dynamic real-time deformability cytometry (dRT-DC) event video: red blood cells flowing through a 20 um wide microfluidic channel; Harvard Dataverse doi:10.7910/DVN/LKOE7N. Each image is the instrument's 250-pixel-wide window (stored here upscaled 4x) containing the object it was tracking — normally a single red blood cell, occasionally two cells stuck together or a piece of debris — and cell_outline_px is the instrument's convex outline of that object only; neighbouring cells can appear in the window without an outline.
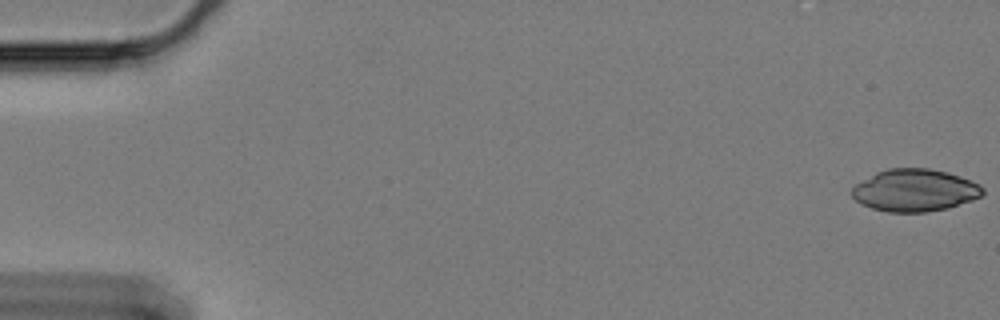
{"species": "Egyptian fruit bat (a non-hibernating species)", "species_latin": "Rousettus aegyptiacus", "temperature_condition": "cold", "stored_images_in_passage": 60, "camera_frame_rate_fps": 3000, "um_per_image_px": 0.085, "animal": {"sex": "female"}, "frame": {"image": 1, "passage_image": 1, "time_ms": 0.0, "image_size_px": [1000, 320], "cell_outline_px": [[984, 192], [980, 196], [972, 200], [948, 208], [924, 212], [888, 212], [872, 208], [860, 204], [852, 196], [852, 188], [856, 184], [876, 172], [888, 168], [928, 168], [948, 172], [960, 176], [980, 184], [984, 188]], "centroid_in_image_um": [77.76, 16.17], "position_along_channel_um": 7.2, "area_um2": 32.25}}
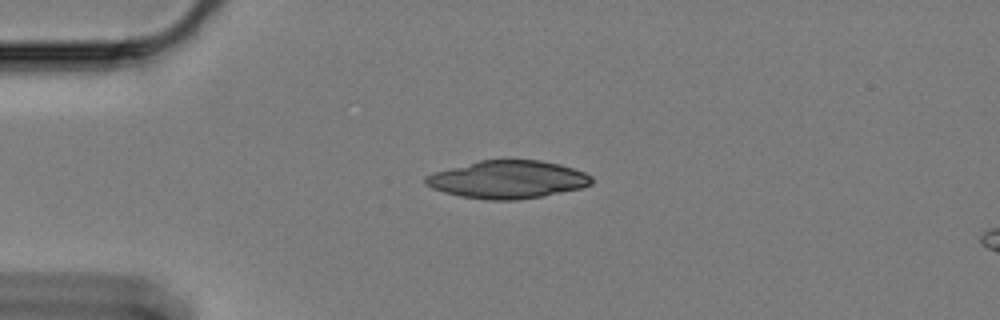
{"frame": {"image": 2, "passage_image": 15, "time_ms": 4.667, "image_size_px": [1000, 320], "cell_outline_px": [[592, 184], [580, 188], [544, 196], [516, 200], [484, 200], [460, 196], [444, 192], [432, 188], [424, 184], [424, 176], [432, 172], [480, 160], [540, 160], [560, 164], [584, 172], [592, 176]], "centroid_in_image_um": [43.12, 15.26], "position_along_channel_um": 41.9, "area_um2": 36.76}}